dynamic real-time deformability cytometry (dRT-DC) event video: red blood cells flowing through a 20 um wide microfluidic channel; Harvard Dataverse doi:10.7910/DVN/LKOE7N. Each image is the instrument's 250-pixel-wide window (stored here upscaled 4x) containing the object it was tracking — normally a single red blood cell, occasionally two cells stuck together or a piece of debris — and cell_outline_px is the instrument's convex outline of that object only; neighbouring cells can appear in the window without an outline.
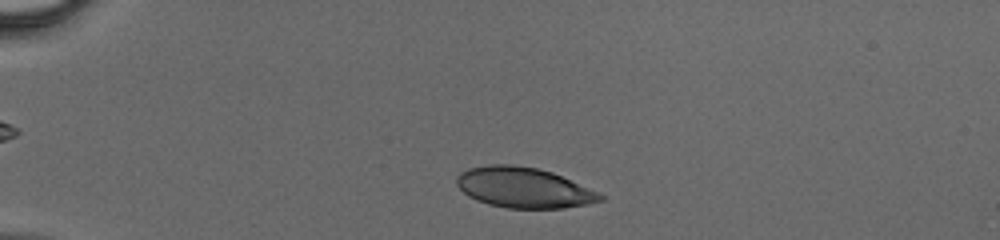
{"species": "human", "species_latin": "Homo sapiens", "temperature_condition": "cold", "stored_images_in_passage": 38, "camera_frame_rate_fps": 3000, "um_per_image_px": 0.085, "donor": {"sex": "male"}, "frame": {"image": 1, "passage_image": 4, "time_ms": 1.0, "image_size_px": [1000, 240], "cell_outline_px": [[604, 200], [588, 204], [564, 208], [508, 208], [488, 204], [476, 200], [468, 196], [456, 184], [456, 176], [460, 172], [468, 168], [488, 164], [512, 164], [536, 168], [552, 172], [596, 192], [604, 196]], "centroid_in_image_um": [44.46, 15.94], "position_along_channel_um": 40.5, "area_um2": 33.64}}
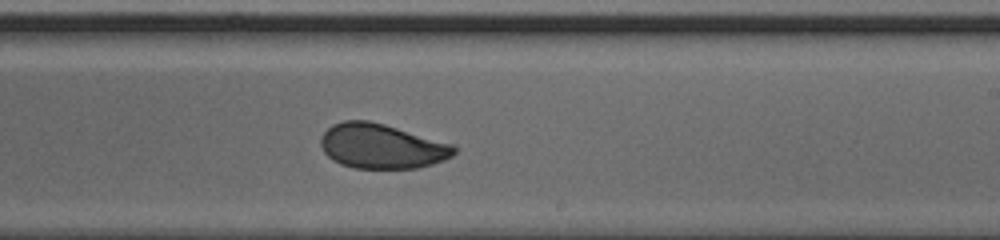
{"frame": {"image": 2, "passage_image": 22, "time_ms": 7.0, "image_size_px": [1000, 240], "cell_outline_px": [[456, 152], [452, 156], [444, 160], [432, 164], [416, 168], [352, 168], [340, 164], [332, 160], [324, 152], [320, 144], [320, 136], [332, 124], [344, 120], [368, 120], [384, 124], [456, 144]], "centroid_in_image_um": [32.45, 12.42], "position_along_channel_um": 256.6, "area_um2": 35.08}}
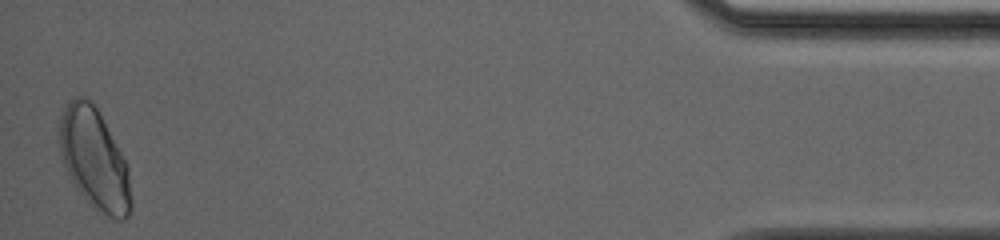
{"frame": {"image": 3, "passage_image": 38, "time_ms": 12.333, "image_size_px": [1000, 240], "cell_outline_px": [[132, 208], [128, 216], [124, 220], [116, 220], [96, 212], [88, 204], [76, 188], [64, 164], [60, 152], [60, 120], [64, 108], [68, 100], [76, 96], [84, 96], [92, 100], [128, 164], [132, 200]], "centroid_in_image_um": [8.05, 13.57], "position_along_channel_um": 427.2, "area_um2": 42.43}}